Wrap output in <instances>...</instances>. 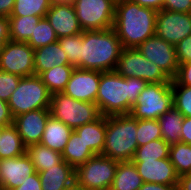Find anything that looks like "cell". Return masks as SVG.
Returning <instances> with one entry per match:
<instances>
[{
  "instance_id": "cell-1",
  "label": "cell",
  "mask_w": 191,
  "mask_h": 190,
  "mask_svg": "<svg viewBox=\"0 0 191 190\" xmlns=\"http://www.w3.org/2000/svg\"><path fill=\"white\" fill-rule=\"evenodd\" d=\"M148 84L140 78H125L115 70L101 72L95 104L103 116L130 114Z\"/></svg>"
},
{
  "instance_id": "cell-2",
  "label": "cell",
  "mask_w": 191,
  "mask_h": 190,
  "mask_svg": "<svg viewBox=\"0 0 191 190\" xmlns=\"http://www.w3.org/2000/svg\"><path fill=\"white\" fill-rule=\"evenodd\" d=\"M157 11L125 0L116 4L113 30L123 48H137L155 34Z\"/></svg>"
},
{
  "instance_id": "cell-3",
  "label": "cell",
  "mask_w": 191,
  "mask_h": 190,
  "mask_svg": "<svg viewBox=\"0 0 191 190\" xmlns=\"http://www.w3.org/2000/svg\"><path fill=\"white\" fill-rule=\"evenodd\" d=\"M123 47L113 28L84 30L80 46V69L99 72L116 68Z\"/></svg>"
},
{
  "instance_id": "cell-4",
  "label": "cell",
  "mask_w": 191,
  "mask_h": 190,
  "mask_svg": "<svg viewBox=\"0 0 191 190\" xmlns=\"http://www.w3.org/2000/svg\"><path fill=\"white\" fill-rule=\"evenodd\" d=\"M137 148V119L131 114L106 116L105 144L101 155L118 162L132 161Z\"/></svg>"
},
{
  "instance_id": "cell-5",
  "label": "cell",
  "mask_w": 191,
  "mask_h": 190,
  "mask_svg": "<svg viewBox=\"0 0 191 190\" xmlns=\"http://www.w3.org/2000/svg\"><path fill=\"white\" fill-rule=\"evenodd\" d=\"M50 116L60 120L71 129L97 120L101 114L95 103L75 100L64 92L51 95Z\"/></svg>"
},
{
  "instance_id": "cell-6",
  "label": "cell",
  "mask_w": 191,
  "mask_h": 190,
  "mask_svg": "<svg viewBox=\"0 0 191 190\" xmlns=\"http://www.w3.org/2000/svg\"><path fill=\"white\" fill-rule=\"evenodd\" d=\"M51 93L38 75L21 77L8 105L14 117L37 109H49Z\"/></svg>"
},
{
  "instance_id": "cell-7",
  "label": "cell",
  "mask_w": 191,
  "mask_h": 190,
  "mask_svg": "<svg viewBox=\"0 0 191 190\" xmlns=\"http://www.w3.org/2000/svg\"><path fill=\"white\" fill-rule=\"evenodd\" d=\"M173 104L171 83H149L140 93L130 114L137 120H157Z\"/></svg>"
},
{
  "instance_id": "cell-8",
  "label": "cell",
  "mask_w": 191,
  "mask_h": 190,
  "mask_svg": "<svg viewBox=\"0 0 191 190\" xmlns=\"http://www.w3.org/2000/svg\"><path fill=\"white\" fill-rule=\"evenodd\" d=\"M118 161L98 154L75 169V180L86 190H109Z\"/></svg>"
},
{
  "instance_id": "cell-9",
  "label": "cell",
  "mask_w": 191,
  "mask_h": 190,
  "mask_svg": "<svg viewBox=\"0 0 191 190\" xmlns=\"http://www.w3.org/2000/svg\"><path fill=\"white\" fill-rule=\"evenodd\" d=\"M115 71L125 78H140L148 83L172 82L156 64L146 59L136 48L122 49Z\"/></svg>"
},
{
  "instance_id": "cell-10",
  "label": "cell",
  "mask_w": 191,
  "mask_h": 190,
  "mask_svg": "<svg viewBox=\"0 0 191 190\" xmlns=\"http://www.w3.org/2000/svg\"><path fill=\"white\" fill-rule=\"evenodd\" d=\"M84 30L113 28L116 4L112 0H70Z\"/></svg>"
},
{
  "instance_id": "cell-11",
  "label": "cell",
  "mask_w": 191,
  "mask_h": 190,
  "mask_svg": "<svg viewBox=\"0 0 191 190\" xmlns=\"http://www.w3.org/2000/svg\"><path fill=\"white\" fill-rule=\"evenodd\" d=\"M34 49L27 42L7 41L0 52V70L21 77L35 75Z\"/></svg>"
},
{
  "instance_id": "cell-12",
  "label": "cell",
  "mask_w": 191,
  "mask_h": 190,
  "mask_svg": "<svg viewBox=\"0 0 191 190\" xmlns=\"http://www.w3.org/2000/svg\"><path fill=\"white\" fill-rule=\"evenodd\" d=\"M146 59L156 64L171 80L176 76L179 63L176 48L156 34L136 48Z\"/></svg>"
},
{
  "instance_id": "cell-13",
  "label": "cell",
  "mask_w": 191,
  "mask_h": 190,
  "mask_svg": "<svg viewBox=\"0 0 191 190\" xmlns=\"http://www.w3.org/2000/svg\"><path fill=\"white\" fill-rule=\"evenodd\" d=\"M155 34L173 44L191 35V13L160 10L156 15Z\"/></svg>"
},
{
  "instance_id": "cell-14",
  "label": "cell",
  "mask_w": 191,
  "mask_h": 190,
  "mask_svg": "<svg viewBox=\"0 0 191 190\" xmlns=\"http://www.w3.org/2000/svg\"><path fill=\"white\" fill-rule=\"evenodd\" d=\"M45 17L53 27L58 39L83 32L70 0H54Z\"/></svg>"
},
{
  "instance_id": "cell-15",
  "label": "cell",
  "mask_w": 191,
  "mask_h": 190,
  "mask_svg": "<svg viewBox=\"0 0 191 190\" xmlns=\"http://www.w3.org/2000/svg\"><path fill=\"white\" fill-rule=\"evenodd\" d=\"M100 77L101 72L99 71L75 67L63 92L75 100L95 103Z\"/></svg>"
},
{
  "instance_id": "cell-16",
  "label": "cell",
  "mask_w": 191,
  "mask_h": 190,
  "mask_svg": "<svg viewBox=\"0 0 191 190\" xmlns=\"http://www.w3.org/2000/svg\"><path fill=\"white\" fill-rule=\"evenodd\" d=\"M49 116V109H37L14 117L13 125L25 146L41 142Z\"/></svg>"
},
{
  "instance_id": "cell-17",
  "label": "cell",
  "mask_w": 191,
  "mask_h": 190,
  "mask_svg": "<svg viewBox=\"0 0 191 190\" xmlns=\"http://www.w3.org/2000/svg\"><path fill=\"white\" fill-rule=\"evenodd\" d=\"M36 172L30 158L26 155L0 160V185L2 190H12L23 184Z\"/></svg>"
},
{
  "instance_id": "cell-18",
  "label": "cell",
  "mask_w": 191,
  "mask_h": 190,
  "mask_svg": "<svg viewBox=\"0 0 191 190\" xmlns=\"http://www.w3.org/2000/svg\"><path fill=\"white\" fill-rule=\"evenodd\" d=\"M143 182L177 185L179 175L169 158L134 162Z\"/></svg>"
},
{
  "instance_id": "cell-19",
  "label": "cell",
  "mask_w": 191,
  "mask_h": 190,
  "mask_svg": "<svg viewBox=\"0 0 191 190\" xmlns=\"http://www.w3.org/2000/svg\"><path fill=\"white\" fill-rule=\"evenodd\" d=\"M38 174L42 190H64L75 180V169L64 160Z\"/></svg>"
},
{
  "instance_id": "cell-20",
  "label": "cell",
  "mask_w": 191,
  "mask_h": 190,
  "mask_svg": "<svg viewBox=\"0 0 191 190\" xmlns=\"http://www.w3.org/2000/svg\"><path fill=\"white\" fill-rule=\"evenodd\" d=\"M34 58L35 75L38 76L42 72L52 69L54 66L71 65L58 41L34 49Z\"/></svg>"
},
{
  "instance_id": "cell-21",
  "label": "cell",
  "mask_w": 191,
  "mask_h": 190,
  "mask_svg": "<svg viewBox=\"0 0 191 190\" xmlns=\"http://www.w3.org/2000/svg\"><path fill=\"white\" fill-rule=\"evenodd\" d=\"M72 131L73 129L60 120L49 116L40 144L62 153Z\"/></svg>"
},
{
  "instance_id": "cell-22",
  "label": "cell",
  "mask_w": 191,
  "mask_h": 190,
  "mask_svg": "<svg viewBox=\"0 0 191 190\" xmlns=\"http://www.w3.org/2000/svg\"><path fill=\"white\" fill-rule=\"evenodd\" d=\"M95 155L102 154L105 144L106 116L74 130Z\"/></svg>"
},
{
  "instance_id": "cell-23",
  "label": "cell",
  "mask_w": 191,
  "mask_h": 190,
  "mask_svg": "<svg viewBox=\"0 0 191 190\" xmlns=\"http://www.w3.org/2000/svg\"><path fill=\"white\" fill-rule=\"evenodd\" d=\"M142 184V178L133 161L118 162L109 190H138Z\"/></svg>"
},
{
  "instance_id": "cell-24",
  "label": "cell",
  "mask_w": 191,
  "mask_h": 190,
  "mask_svg": "<svg viewBox=\"0 0 191 190\" xmlns=\"http://www.w3.org/2000/svg\"><path fill=\"white\" fill-rule=\"evenodd\" d=\"M95 156L92 150L85 144L82 138L73 130L62 152L63 160L76 169L78 166L84 164L91 157Z\"/></svg>"
},
{
  "instance_id": "cell-25",
  "label": "cell",
  "mask_w": 191,
  "mask_h": 190,
  "mask_svg": "<svg viewBox=\"0 0 191 190\" xmlns=\"http://www.w3.org/2000/svg\"><path fill=\"white\" fill-rule=\"evenodd\" d=\"M162 139L169 145L181 142V131L184 116L173 106L158 119Z\"/></svg>"
},
{
  "instance_id": "cell-26",
  "label": "cell",
  "mask_w": 191,
  "mask_h": 190,
  "mask_svg": "<svg viewBox=\"0 0 191 190\" xmlns=\"http://www.w3.org/2000/svg\"><path fill=\"white\" fill-rule=\"evenodd\" d=\"M26 155L30 158L36 172H41L60 163L62 153L43 146L40 143L26 146Z\"/></svg>"
},
{
  "instance_id": "cell-27",
  "label": "cell",
  "mask_w": 191,
  "mask_h": 190,
  "mask_svg": "<svg viewBox=\"0 0 191 190\" xmlns=\"http://www.w3.org/2000/svg\"><path fill=\"white\" fill-rule=\"evenodd\" d=\"M25 151L26 146L16 127L13 124L6 126L0 137V160L24 155Z\"/></svg>"
},
{
  "instance_id": "cell-28",
  "label": "cell",
  "mask_w": 191,
  "mask_h": 190,
  "mask_svg": "<svg viewBox=\"0 0 191 190\" xmlns=\"http://www.w3.org/2000/svg\"><path fill=\"white\" fill-rule=\"evenodd\" d=\"M40 16H10L9 20V36L10 41L27 42L32 32L35 30L36 24L40 21Z\"/></svg>"
},
{
  "instance_id": "cell-29",
  "label": "cell",
  "mask_w": 191,
  "mask_h": 190,
  "mask_svg": "<svg viewBox=\"0 0 191 190\" xmlns=\"http://www.w3.org/2000/svg\"><path fill=\"white\" fill-rule=\"evenodd\" d=\"M74 69L73 65L54 66L52 69L42 72L39 77L51 94L63 92Z\"/></svg>"
},
{
  "instance_id": "cell-30",
  "label": "cell",
  "mask_w": 191,
  "mask_h": 190,
  "mask_svg": "<svg viewBox=\"0 0 191 190\" xmlns=\"http://www.w3.org/2000/svg\"><path fill=\"white\" fill-rule=\"evenodd\" d=\"M169 159L179 176L191 173V144L178 142L170 145Z\"/></svg>"
},
{
  "instance_id": "cell-31",
  "label": "cell",
  "mask_w": 191,
  "mask_h": 190,
  "mask_svg": "<svg viewBox=\"0 0 191 190\" xmlns=\"http://www.w3.org/2000/svg\"><path fill=\"white\" fill-rule=\"evenodd\" d=\"M170 145L161 139L153 140L136 149L133 162H141L142 160H156L169 158Z\"/></svg>"
},
{
  "instance_id": "cell-32",
  "label": "cell",
  "mask_w": 191,
  "mask_h": 190,
  "mask_svg": "<svg viewBox=\"0 0 191 190\" xmlns=\"http://www.w3.org/2000/svg\"><path fill=\"white\" fill-rule=\"evenodd\" d=\"M54 0H15L10 16H40L45 17Z\"/></svg>"
},
{
  "instance_id": "cell-33",
  "label": "cell",
  "mask_w": 191,
  "mask_h": 190,
  "mask_svg": "<svg viewBox=\"0 0 191 190\" xmlns=\"http://www.w3.org/2000/svg\"><path fill=\"white\" fill-rule=\"evenodd\" d=\"M58 38L46 17L40 19L36 24L35 30L32 32L31 38L27 41L32 49L55 43Z\"/></svg>"
},
{
  "instance_id": "cell-34",
  "label": "cell",
  "mask_w": 191,
  "mask_h": 190,
  "mask_svg": "<svg viewBox=\"0 0 191 190\" xmlns=\"http://www.w3.org/2000/svg\"><path fill=\"white\" fill-rule=\"evenodd\" d=\"M83 41V32L74 36H66L58 39V42L67 55L68 62L80 68V46Z\"/></svg>"
},
{
  "instance_id": "cell-35",
  "label": "cell",
  "mask_w": 191,
  "mask_h": 190,
  "mask_svg": "<svg viewBox=\"0 0 191 190\" xmlns=\"http://www.w3.org/2000/svg\"><path fill=\"white\" fill-rule=\"evenodd\" d=\"M161 138L162 134L158 120H137L138 147Z\"/></svg>"
},
{
  "instance_id": "cell-36",
  "label": "cell",
  "mask_w": 191,
  "mask_h": 190,
  "mask_svg": "<svg viewBox=\"0 0 191 190\" xmlns=\"http://www.w3.org/2000/svg\"><path fill=\"white\" fill-rule=\"evenodd\" d=\"M173 106L184 116L191 117V86L172 85Z\"/></svg>"
},
{
  "instance_id": "cell-37",
  "label": "cell",
  "mask_w": 191,
  "mask_h": 190,
  "mask_svg": "<svg viewBox=\"0 0 191 190\" xmlns=\"http://www.w3.org/2000/svg\"><path fill=\"white\" fill-rule=\"evenodd\" d=\"M21 76L0 70V100L8 102L19 85Z\"/></svg>"
},
{
  "instance_id": "cell-38",
  "label": "cell",
  "mask_w": 191,
  "mask_h": 190,
  "mask_svg": "<svg viewBox=\"0 0 191 190\" xmlns=\"http://www.w3.org/2000/svg\"><path fill=\"white\" fill-rule=\"evenodd\" d=\"M171 85L191 86V61L179 64L177 74Z\"/></svg>"
},
{
  "instance_id": "cell-39",
  "label": "cell",
  "mask_w": 191,
  "mask_h": 190,
  "mask_svg": "<svg viewBox=\"0 0 191 190\" xmlns=\"http://www.w3.org/2000/svg\"><path fill=\"white\" fill-rule=\"evenodd\" d=\"M176 57L179 64L191 61V35L175 45Z\"/></svg>"
},
{
  "instance_id": "cell-40",
  "label": "cell",
  "mask_w": 191,
  "mask_h": 190,
  "mask_svg": "<svg viewBox=\"0 0 191 190\" xmlns=\"http://www.w3.org/2000/svg\"><path fill=\"white\" fill-rule=\"evenodd\" d=\"M163 10L191 13V0H164Z\"/></svg>"
},
{
  "instance_id": "cell-41",
  "label": "cell",
  "mask_w": 191,
  "mask_h": 190,
  "mask_svg": "<svg viewBox=\"0 0 191 190\" xmlns=\"http://www.w3.org/2000/svg\"><path fill=\"white\" fill-rule=\"evenodd\" d=\"M12 190H42L38 172L30 175L23 181V184Z\"/></svg>"
},
{
  "instance_id": "cell-42",
  "label": "cell",
  "mask_w": 191,
  "mask_h": 190,
  "mask_svg": "<svg viewBox=\"0 0 191 190\" xmlns=\"http://www.w3.org/2000/svg\"><path fill=\"white\" fill-rule=\"evenodd\" d=\"M13 119L8 102L0 100V125L10 126L13 124Z\"/></svg>"
},
{
  "instance_id": "cell-43",
  "label": "cell",
  "mask_w": 191,
  "mask_h": 190,
  "mask_svg": "<svg viewBox=\"0 0 191 190\" xmlns=\"http://www.w3.org/2000/svg\"><path fill=\"white\" fill-rule=\"evenodd\" d=\"M9 40L10 36L8 17H0V52L4 48L5 43Z\"/></svg>"
},
{
  "instance_id": "cell-44",
  "label": "cell",
  "mask_w": 191,
  "mask_h": 190,
  "mask_svg": "<svg viewBox=\"0 0 191 190\" xmlns=\"http://www.w3.org/2000/svg\"><path fill=\"white\" fill-rule=\"evenodd\" d=\"M181 142L191 144V117H184L181 131Z\"/></svg>"
},
{
  "instance_id": "cell-45",
  "label": "cell",
  "mask_w": 191,
  "mask_h": 190,
  "mask_svg": "<svg viewBox=\"0 0 191 190\" xmlns=\"http://www.w3.org/2000/svg\"><path fill=\"white\" fill-rule=\"evenodd\" d=\"M142 7H147L156 10L157 12L163 9L164 0H130Z\"/></svg>"
},
{
  "instance_id": "cell-46",
  "label": "cell",
  "mask_w": 191,
  "mask_h": 190,
  "mask_svg": "<svg viewBox=\"0 0 191 190\" xmlns=\"http://www.w3.org/2000/svg\"><path fill=\"white\" fill-rule=\"evenodd\" d=\"M138 190H178L177 185H165L157 183L143 182Z\"/></svg>"
},
{
  "instance_id": "cell-47",
  "label": "cell",
  "mask_w": 191,
  "mask_h": 190,
  "mask_svg": "<svg viewBox=\"0 0 191 190\" xmlns=\"http://www.w3.org/2000/svg\"><path fill=\"white\" fill-rule=\"evenodd\" d=\"M15 5V0H0V17H10Z\"/></svg>"
},
{
  "instance_id": "cell-48",
  "label": "cell",
  "mask_w": 191,
  "mask_h": 190,
  "mask_svg": "<svg viewBox=\"0 0 191 190\" xmlns=\"http://www.w3.org/2000/svg\"><path fill=\"white\" fill-rule=\"evenodd\" d=\"M178 190H191V173L179 176L177 183Z\"/></svg>"
},
{
  "instance_id": "cell-49",
  "label": "cell",
  "mask_w": 191,
  "mask_h": 190,
  "mask_svg": "<svg viewBox=\"0 0 191 190\" xmlns=\"http://www.w3.org/2000/svg\"><path fill=\"white\" fill-rule=\"evenodd\" d=\"M64 190H86V189L83 186H81L76 180H74Z\"/></svg>"
},
{
  "instance_id": "cell-50",
  "label": "cell",
  "mask_w": 191,
  "mask_h": 190,
  "mask_svg": "<svg viewBox=\"0 0 191 190\" xmlns=\"http://www.w3.org/2000/svg\"><path fill=\"white\" fill-rule=\"evenodd\" d=\"M5 127H6V126H1V125H0V137H1V134H2L3 129H4Z\"/></svg>"
},
{
  "instance_id": "cell-51",
  "label": "cell",
  "mask_w": 191,
  "mask_h": 190,
  "mask_svg": "<svg viewBox=\"0 0 191 190\" xmlns=\"http://www.w3.org/2000/svg\"><path fill=\"white\" fill-rule=\"evenodd\" d=\"M115 4L119 3V2H123L125 0H112Z\"/></svg>"
}]
</instances>
